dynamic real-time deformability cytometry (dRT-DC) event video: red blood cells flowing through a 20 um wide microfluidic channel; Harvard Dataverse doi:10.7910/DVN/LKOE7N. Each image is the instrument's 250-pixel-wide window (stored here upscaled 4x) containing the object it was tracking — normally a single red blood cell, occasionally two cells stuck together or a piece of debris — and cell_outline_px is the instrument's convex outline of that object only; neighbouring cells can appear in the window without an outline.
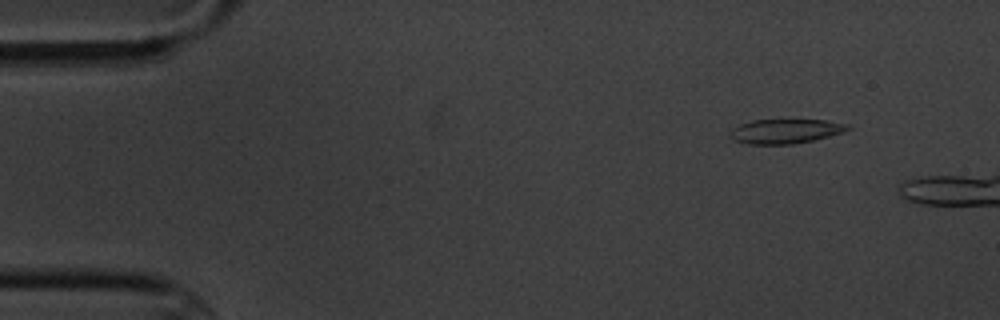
{"species": "common noctule bat (a hibernating species)", "species_latin": "Nyctalus noctula", "temperature_condition": "cold", "stored_images_in_passage": 4, "camera_frame_rate_fps": 3000, "um_per_image_px": 0.085, "animal": {"sex": "male", "body_mass_g": 20.1, "forearm_length_mm": 53.5}, "frame": {"image": 1, "passage_image": 2, "time_ms": 1.333, "image_size_px": [1000, 320], "cell_outline_px": [[852, 128], [844, 132], [812, 140], [792, 144], [748, 144], [736, 140], [728, 136], [728, 132], [732, 128], [740, 124], [752, 120], [824, 120], [848, 124]], "centroid_in_image_um": [66.74, 11.15], "position_along_channel_um": 18.3, "area_um2": 16.7}}